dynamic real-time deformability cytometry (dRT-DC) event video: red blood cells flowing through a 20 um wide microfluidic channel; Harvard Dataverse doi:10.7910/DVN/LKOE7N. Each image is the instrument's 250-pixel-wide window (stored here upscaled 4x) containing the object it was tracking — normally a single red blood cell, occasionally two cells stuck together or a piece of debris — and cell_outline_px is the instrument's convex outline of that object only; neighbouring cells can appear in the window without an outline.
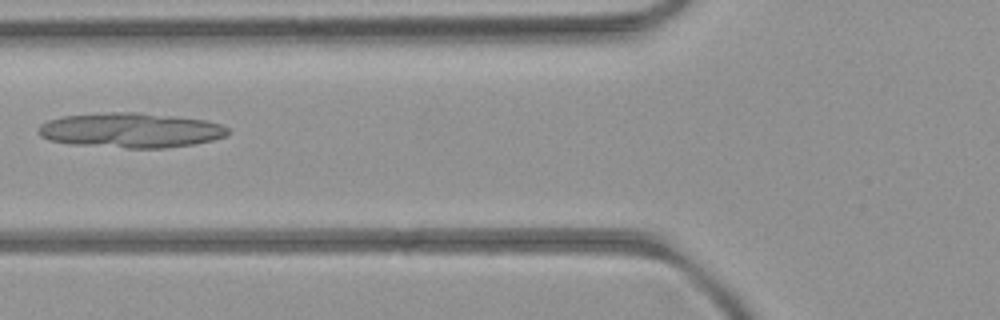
{"species": "common noctule bat (a hibernating species)", "species_latin": "Nyctalus noctula", "temperature_condition": "room temperature", "stored_images_in_passage": 4, "camera_frame_rate_fps": 3000, "um_per_image_px": 0.085, "animal": {"sex": "female", "body_mass_g": 21.9}, "frame": {"image": 1, "passage_image": 3, "time_ms": 2.333, "image_size_px": [1000, 320], "cell_outline_px": [[228, 132], [224, 136], [212, 140], [192, 144], [164, 148], [128, 148], [72, 144], [48, 140], [40, 136], [36, 132], [36, 128], [40, 124], [48, 120], [64, 116], [112, 112], [136, 112], [208, 120], [220, 124], [228, 128]], "centroid_in_image_um": [11.06, 11.07], "position_along_channel_um": 114.7, "area_um2": 38.44}}
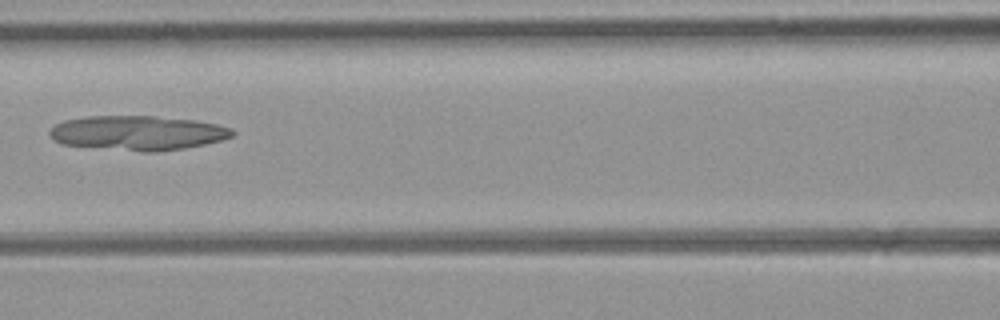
{"frame": {"image": 2, "passage_image": 4, "time_ms": 3.333, "image_size_px": [1000, 320], "cell_outline_px": [[236, 132], [232, 136], [220, 140], [204, 144], [184, 148], [152, 152], [144, 152], [60, 144], [48, 132], [56, 124], [64, 120], [84, 116], [156, 116], [196, 120], [216, 124], [232, 128]], "centroid_in_image_um": [11.71, 11.29], "position_along_channel_um": 154.9, "area_um2": 36.7}}